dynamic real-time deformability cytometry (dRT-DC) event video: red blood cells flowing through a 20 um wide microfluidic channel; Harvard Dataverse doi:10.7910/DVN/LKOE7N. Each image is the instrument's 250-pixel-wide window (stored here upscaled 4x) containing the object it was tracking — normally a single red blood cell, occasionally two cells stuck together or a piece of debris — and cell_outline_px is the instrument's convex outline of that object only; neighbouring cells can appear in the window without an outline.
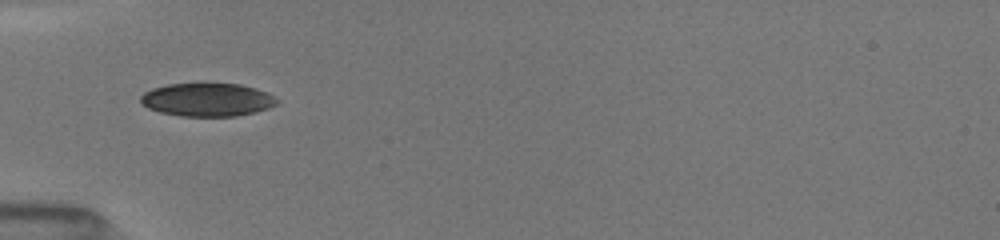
{"species": "common noctule bat (a hibernating species)", "species_latin": "Nyctalus noctula", "temperature_condition": "room temperature", "stored_images_in_passage": 3, "camera_frame_rate_fps": 3000, "um_per_image_px": 0.085, "animal": {"sex": "female", "body_mass_g": 19.5, "forearm_length_mm": 54.1}, "frame": {"image": 1, "passage_image": 2, "time_ms": 0.667, "image_size_px": [1000, 240], "cell_outline_px": [[280, 100], [276, 104], [268, 108], [236, 116], [180, 116], [160, 112], [148, 108], [140, 100], [140, 96], [144, 92], [152, 88], [168, 84], [240, 84], [256, 88], [268, 92]], "centroid_in_image_um": [17.62, 8.47], "position_along_channel_um": 67.4, "area_um2": 26.3}}